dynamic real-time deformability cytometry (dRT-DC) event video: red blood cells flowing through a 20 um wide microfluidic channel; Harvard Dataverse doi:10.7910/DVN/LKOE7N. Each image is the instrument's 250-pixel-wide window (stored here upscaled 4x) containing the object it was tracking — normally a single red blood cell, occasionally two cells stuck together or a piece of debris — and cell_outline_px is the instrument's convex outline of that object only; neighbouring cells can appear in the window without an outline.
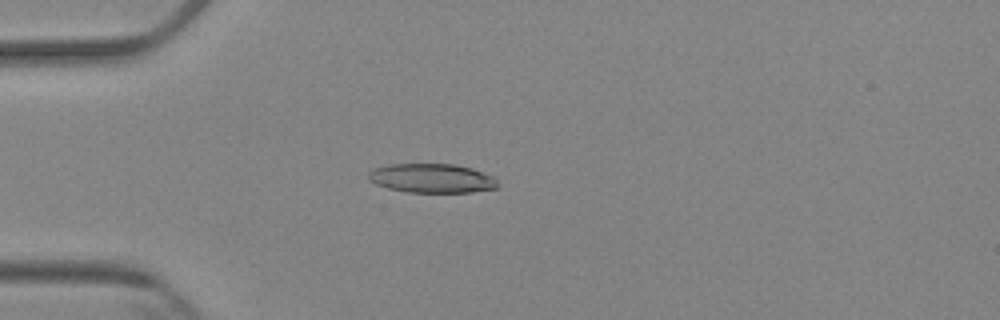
{"species": "Egyptian fruit bat (a non-hibernating species)", "species_latin": "Rousettus aegyptiacus", "temperature_condition": "cold", "stored_images_in_passage": 5, "camera_frame_rate_fps": 3000, "um_per_image_px": 0.085, "animal": {"sex": "female"}, "frame": {"image": 1, "passage_image": 5, "time_ms": 4.667, "image_size_px": [1000, 320], "cell_outline_px": [[496, 188], [472, 192], [408, 192], [388, 188], [376, 184], [368, 180], [368, 172], [372, 168], [388, 164], [456, 164], [472, 168], [492, 176], [496, 180]], "centroid_in_image_um": [36.65, 15.14], "position_along_channel_um": 48.3, "area_um2": 21.96}}